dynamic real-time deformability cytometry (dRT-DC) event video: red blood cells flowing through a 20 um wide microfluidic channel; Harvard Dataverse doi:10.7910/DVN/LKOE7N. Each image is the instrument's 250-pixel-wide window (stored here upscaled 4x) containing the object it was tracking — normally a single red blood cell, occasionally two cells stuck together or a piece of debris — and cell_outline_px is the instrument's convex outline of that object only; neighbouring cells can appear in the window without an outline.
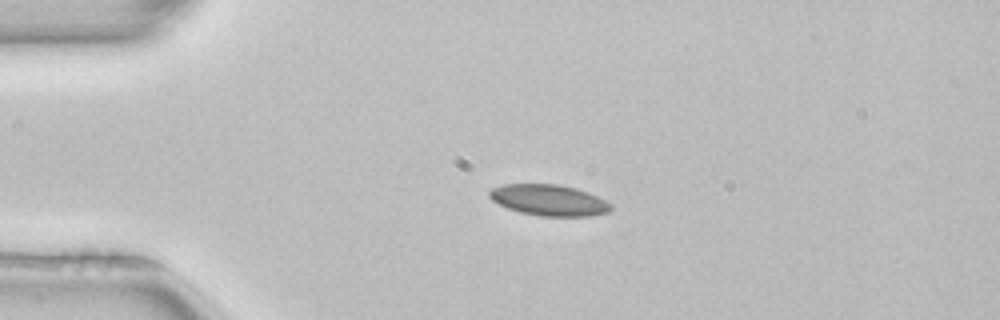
{"species": "common noctule bat (a hibernating species)", "species_latin": "Nyctalus noctula", "temperature_condition": "room temperature", "stored_images_in_passage": 4, "camera_frame_rate_fps": 3000, "um_per_image_px": 0.085, "animal": {"sex": "female", "body_mass_g": 22.7, "forearm_length_mm": 54.2}, "frame": {"image": 1, "passage_image": 3, "time_ms": 0.667, "image_size_px": [1000, 320], "cell_outline_px": [[612, 208], [608, 212], [588, 216], [540, 216], [520, 212], [508, 208], [492, 200], [488, 196], [488, 192], [492, 188], [500, 184], [556, 184], [576, 188], [588, 192], [612, 204]], "centroid_in_image_um": [46.64, 17.0], "position_along_channel_um": 38.4, "area_um2": 21.96}}